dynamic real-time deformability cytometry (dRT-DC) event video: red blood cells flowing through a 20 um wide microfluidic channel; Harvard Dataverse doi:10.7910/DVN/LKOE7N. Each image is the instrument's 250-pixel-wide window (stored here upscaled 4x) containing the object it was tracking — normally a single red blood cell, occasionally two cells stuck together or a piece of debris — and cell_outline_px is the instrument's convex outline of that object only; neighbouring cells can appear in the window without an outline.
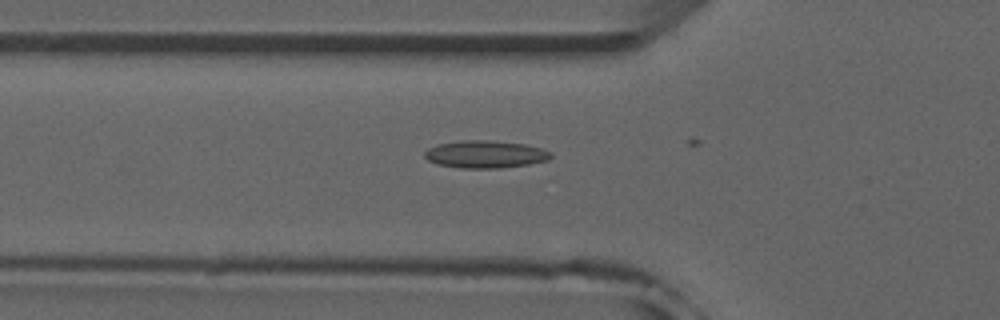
{"species": "common noctule bat (a hibernating species)", "species_latin": "Nyctalus noctula", "temperature_condition": "room temperature", "stored_images_in_passage": 19, "camera_frame_rate_fps": 3000, "um_per_image_px": 0.085, "animal": {"sex": "male", "forearm_length_mm": 52.5}, "frame": {"image": 1, "passage_image": 18, "time_ms": 5.667, "image_size_px": [1000, 320], "cell_outline_px": [[552, 156], [548, 160], [528, 164], [500, 168], [460, 168], [440, 164], [428, 160], [424, 156], [424, 152], [428, 148], [436, 144], [460, 140], [492, 140], [524, 144], [540, 148], [552, 152]], "centroid_in_image_um": [41.24, 13.1], "position_along_channel_um": 84.6, "area_um2": 20.23}}